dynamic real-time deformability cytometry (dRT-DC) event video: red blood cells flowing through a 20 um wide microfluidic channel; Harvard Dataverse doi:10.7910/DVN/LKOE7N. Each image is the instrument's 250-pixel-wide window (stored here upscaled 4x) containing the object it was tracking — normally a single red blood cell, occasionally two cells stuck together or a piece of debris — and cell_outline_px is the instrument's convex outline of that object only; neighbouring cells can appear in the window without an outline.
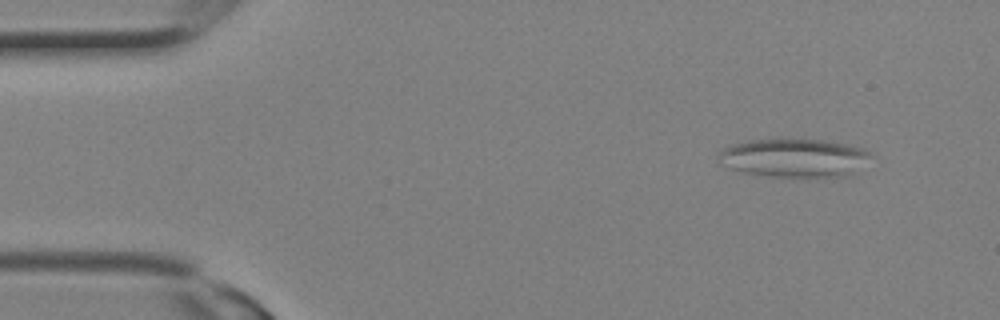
{"species": "Egyptian fruit bat (a non-hibernating species)", "species_latin": "Rousettus aegyptiacus", "temperature_condition": "room temperature", "stored_images_in_passage": 2, "camera_frame_rate_fps": 3000, "um_per_image_px": 0.085, "animal": {"sex": "female"}, "frame": {"image": 1, "passage_image": 1, "time_ms": 0.0, "image_size_px": [1000, 320], "cell_outline_px": [[876, 156], [848, 176], [768, 176], [744, 172], [720, 164], [716, 160], [716, 156], [724, 148], [732, 144], [748, 140], [784, 136], [824, 140], [864, 148], [872, 152]], "centroid_in_image_um": [67.51, 13.37], "position_along_channel_um": 17.5, "area_um2": 35.14}}